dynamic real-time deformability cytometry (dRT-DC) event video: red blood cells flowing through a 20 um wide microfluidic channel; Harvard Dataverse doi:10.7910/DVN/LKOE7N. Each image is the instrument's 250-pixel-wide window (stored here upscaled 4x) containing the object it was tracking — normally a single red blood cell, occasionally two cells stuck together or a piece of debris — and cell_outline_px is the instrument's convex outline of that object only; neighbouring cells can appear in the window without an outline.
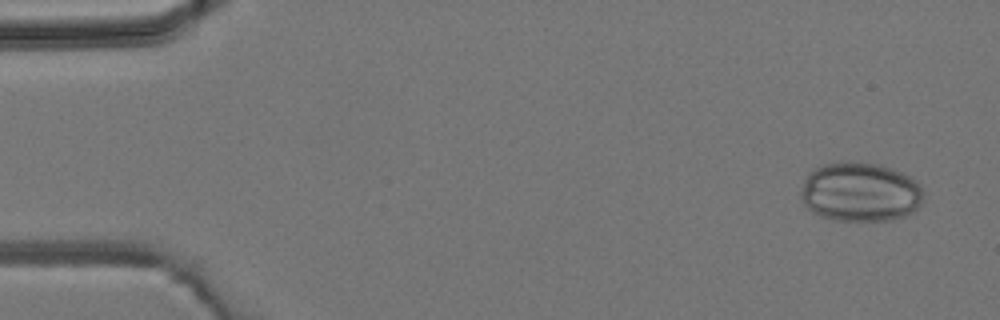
{"species": "common noctule bat (a hibernating species)", "species_latin": "Nyctalus noctula", "temperature_condition": "room temperature", "stored_images_in_passage": 5, "camera_frame_rate_fps": 3000, "um_per_image_px": 0.085, "animal": {"sex": "male", "body_mass_g": 19.2, "forearm_length_mm": 51.8}, "frame": {"image": 1, "passage_image": 1, "time_ms": 0.0, "image_size_px": [1000, 320], "cell_outline_px": [[920, 204], [912, 212], [904, 216], [892, 220], [836, 220], [820, 216], [812, 212], [804, 204], [800, 196], [800, 188], [804, 180], [816, 168], [824, 164], [844, 160], [880, 164], [892, 168], [916, 180], [920, 188]], "centroid_in_image_um": [73.07, 16.31], "position_along_channel_um": 11.9, "area_um2": 42.25}}